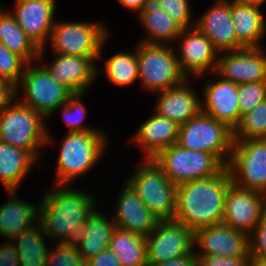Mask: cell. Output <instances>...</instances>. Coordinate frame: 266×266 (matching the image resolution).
<instances>
[{
    "instance_id": "6da1fadb",
    "label": "cell",
    "mask_w": 266,
    "mask_h": 266,
    "mask_svg": "<svg viewBox=\"0 0 266 266\" xmlns=\"http://www.w3.org/2000/svg\"><path fill=\"white\" fill-rule=\"evenodd\" d=\"M231 185V176L226 166L215 176L178 185L173 220L193 232L222 223L224 200Z\"/></svg>"
},
{
    "instance_id": "7a4b0ae2",
    "label": "cell",
    "mask_w": 266,
    "mask_h": 266,
    "mask_svg": "<svg viewBox=\"0 0 266 266\" xmlns=\"http://www.w3.org/2000/svg\"><path fill=\"white\" fill-rule=\"evenodd\" d=\"M69 185H56L44 195L38 221L46 237L58 242H75L88 217L95 211V198ZM53 191V192H52ZM60 240V241H59Z\"/></svg>"
},
{
    "instance_id": "3957f363",
    "label": "cell",
    "mask_w": 266,
    "mask_h": 266,
    "mask_svg": "<svg viewBox=\"0 0 266 266\" xmlns=\"http://www.w3.org/2000/svg\"><path fill=\"white\" fill-rule=\"evenodd\" d=\"M106 146L107 138L101 130L67 132L56 162V185L66 186L78 176L88 172L100 160Z\"/></svg>"
},
{
    "instance_id": "277c9868",
    "label": "cell",
    "mask_w": 266,
    "mask_h": 266,
    "mask_svg": "<svg viewBox=\"0 0 266 266\" xmlns=\"http://www.w3.org/2000/svg\"><path fill=\"white\" fill-rule=\"evenodd\" d=\"M44 119L21 102L11 103L0 113V141L28 151L37 160V149L51 142Z\"/></svg>"
},
{
    "instance_id": "5b68a950",
    "label": "cell",
    "mask_w": 266,
    "mask_h": 266,
    "mask_svg": "<svg viewBox=\"0 0 266 266\" xmlns=\"http://www.w3.org/2000/svg\"><path fill=\"white\" fill-rule=\"evenodd\" d=\"M233 143L234 130L202 111L186 123L179 125L177 140L179 146L211 153L224 166L229 163Z\"/></svg>"
},
{
    "instance_id": "8992f818",
    "label": "cell",
    "mask_w": 266,
    "mask_h": 266,
    "mask_svg": "<svg viewBox=\"0 0 266 266\" xmlns=\"http://www.w3.org/2000/svg\"><path fill=\"white\" fill-rule=\"evenodd\" d=\"M144 161L126 183L159 221L173 220L177 186L170 182L153 159Z\"/></svg>"
},
{
    "instance_id": "52a82bcc",
    "label": "cell",
    "mask_w": 266,
    "mask_h": 266,
    "mask_svg": "<svg viewBox=\"0 0 266 266\" xmlns=\"http://www.w3.org/2000/svg\"><path fill=\"white\" fill-rule=\"evenodd\" d=\"M153 160L176 186L215 176L225 167L213 154L189 150L177 143L160 151Z\"/></svg>"
},
{
    "instance_id": "ba28073f",
    "label": "cell",
    "mask_w": 266,
    "mask_h": 266,
    "mask_svg": "<svg viewBox=\"0 0 266 266\" xmlns=\"http://www.w3.org/2000/svg\"><path fill=\"white\" fill-rule=\"evenodd\" d=\"M168 46L141 42L137 46L138 77L148 91H163L187 78L180 71L177 53Z\"/></svg>"
},
{
    "instance_id": "9c48e42d",
    "label": "cell",
    "mask_w": 266,
    "mask_h": 266,
    "mask_svg": "<svg viewBox=\"0 0 266 266\" xmlns=\"http://www.w3.org/2000/svg\"><path fill=\"white\" fill-rule=\"evenodd\" d=\"M226 167L233 185L266 195V139L234 140Z\"/></svg>"
},
{
    "instance_id": "30bf717a",
    "label": "cell",
    "mask_w": 266,
    "mask_h": 266,
    "mask_svg": "<svg viewBox=\"0 0 266 266\" xmlns=\"http://www.w3.org/2000/svg\"><path fill=\"white\" fill-rule=\"evenodd\" d=\"M101 23L55 21L50 40L56 54L102 57L107 30Z\"/></svg>"
},
{
    "instance_id": "8fae6325",
    "label": "cell",
    "mask_w": 266,
    "mask_h": 266,
    "mask_svg": "<svg viewBox=\"0 0 266 266\" xmlns=\"http://www.w3.org/2000/svg\"><path fill=\"white\" fill-rule=\"evenodd\" d=\"M32 64L31 62L25 65L16 90L22 87L27 97L20 102L46 119L63 107L73 93L55 81L44 66L32 67Z\"/></svg>"
},
{
    "instance_id": "7c38bea8",
    "label": "cell",
    "mask_w": 266,
    "mask_h": 266,
    "mask_svg": "<svg viewBox=\"0 0 266 266\" xmlns=\"http://www.w3.org/2000/svg\"><path fill=\"white\" fill-rule=\"evenodd\" d=\"M145 239L148 264L163 263L194 251V232L175 220L159 221Z\"/></svg>"
},
{
    "instance_id": "4fadbf2b",
    "label": "cell",
    "mask_w": 266,
    "mask_h": 266,
    "mask_svg": "<svg viewBox=\"0 0 266 266\" xmlns=\"http://www.w3.org/2000/svg\"><path fill=\"white\" fill-rule=\"evenodd\" d=\"M266 213V195L231 185L224 200L222 222L248 236Z\"/></svg>"
},
{
    "instance_id": "5bb4252c",
    "label": "cell",
    "mask_w": 266,
    "mask_h": 266,
    "mask_svg": "<svg viewBox=\"0 0 266 266\" xmlns=\"http://www.w3.org/2000/svg\"><path fill=\"white\" fill-rule=\"evenodd\" d=\"M194 246L202 249L196 257H250L249 236L223 222L195 231Z\"/></svg>"
},
{
    "instance_id": "9a60e30c",
    "label": "cell",
    "mask_w": 266,
    "mask_h": 266,
    "mask_svg": "<svg viewBox=\"0 0 266 266\" xmlns=\"http://www.w3.org/2000/svg\"><path fill=\"white\" fill-rule=\"evenodd\" d=\"M178 39L181 41V44H179L181 46L178 48L181 54L176 55L178 65L180 71L187 78L189 75L192 76V74L193 76L200 77L209 69L213 73L215 72L218 63L217 56L220 52L214 47L207 36L201 33L196 27H193L183 29Z\"/></svg>"
},
{
    "instance_id": "2e32d148",
    "label": "cell",
    "mask_w": 266,
    "mask_h": 266,
    "mask_svg": "<svg viewBox=\"0 0 266 266\" xmlns=\"http://www.w3.org/2000/svg\"><path fill=\"white\" fill-rule=\"evenodd\" d=\"M55 3V0H16L14 12H10L22 30L40 49V57L43 56L44 46L56 21L53 18Z\"/></svg>"
},
{
    "instance_id": "e0dca14e",
    "label": "cell",
    "mask_w": 266,
    "mask_h": 266,
    "mask_svg": "<svg viewBox=\"0 0 266 266\" xmlns=\"http://www.w3.org/2000/svg\"><path fill=\"white\" fill-rule=\"evenodd\" d=\"M214 74L236 84L266 81V56L261 48L225 51ZM227 53V54H226Z\"/></svg>"
},
{
    "instance_id": "ac0fdd59",
    "label": "cell",
    "mask_w": 266,
    "mask_h": 266,
    "mask_svg": "<svg viewBox=\"0 0 266 266\" xmlns=\"http://www.w3.org/2000/svg\"><path fill=\"white\" fill-rule=\"evenodd\" d=\"M195 27L207 36L220 52L238 51L245 47L237 40L232 19V0H218L197 19Z\"/></svg>"
},
{
    "instance_id": "d6986e66",
    "label": "cell",
    "mask_w": 266,
    "mask_h": 266,
    "mask_svg": "<svg viewBox=\"0 0 266 266\" xmlns=\"http://www.w3.org/2000/svg\"><path fill=\"white\" fill-rule=\"evenodd\" d=\"M205 86L201 111L234 130L240 123L238 84L220 77Z\"/></svg>"
},
{
    "instance_id": "ffe728a7",
    "label": "cell",
    "mask_w": 266,
    "mask_h": 266,
    "mask_svg": "<svg viewBox=\"0 0 266 266\" xmlns=\"http://www.w3.org/2000/svg\"><path fill=\"white\" fill-rule=\"evenodd\" d=\"M58 55L54 62L45 68L50 76L60 84L68 88L72 93H86L89 85L97 77L95 59L99 57H79L62 54Z\"/></svg>"
},
{
    "instance_id": "44dd1931",
    "label": "cell",
    "mask_w": 266,
    "mask_h": 266,
    "mask_svg": "<svg viewBox=\"0 0 266 266\" xmlns=\"http://www.w3.org/2000/svg\"><path fill=\"white\" fill-rule=\"evenodd\" d=\"M113 222L116 227L147 237L159 220L141 198L125 183L117 201Z\"/></svg>"
},
{
    "instance_id": "7402d4cb",
    "label": "cell",
    "mask_w": 266,
    "mask_h": 266,
    "mask_svg": "<svg viewBox=\"0 0 266 266\" xmlns=\"http://www.w3.org/2000/svg\"><path fill=\"white\" fill-rule=\"evenodd\" d=\"M188 79L177 86L157 92L159 96L155 105L156 113L178 125L186 123L201 112L202 101L188 86Z\"/></svg>"
},
{
    "instance_id": "603a6c76",
    "label": "cell",
    "mask_w": 266,
    "mask_h": 266,
    "mask_svg": "<svg viewBox=\"0 0 266 266\" xmlns=\"http://www.w3.org/2000/svg\"><path fill=\"white\" fill-rule=\"evenodd\" d=\"M179 125L156 112L137 130L132 140L140 144L145 159H153L160 151L177 143Z\"/></svg>"
},
{
    "instance_id": "cb8c5ba5",
    "label": "cell",
    "mask_w": 266,
    "mask_h": 266,
    "mask_svg": "<svg viewBox=\"0 0 266 266\" xmlns=\"http://www.w3.org/2000/svg\"><path fill=\"white\" fill-rule=\"evenodd\" d=\"M115 228L113 220L95 210L83 224L81 233L75 240L81 257L87 262L109 248Z\"/></svg>"
},
{
    "instance_id": "d4e9b609",
    "label": "cell",
    "mask_w": 266,
    "mask_h": 266,
    "mask_svg": "<svg viewBox=\"0 0 266 266\" xmlns=\"http://www.w3.org/2000/svg\"><path fill=\"white\" fill-rule=\"evenodd\" d=\"M259 7L232 0L236 37L245 48H262L259 42L266 33V22Z\"/></svg>"
},
{
    "instance_id": "484cf974",
    "label": "cell",
    "mask_w": 266,
    "mask_h": 266,
    "mask_svg": "<svg viewBox=\"0 0 266 266\" xmlns=\"http://www.w3.org/2000/svg\"><path fill=\"white\" fill-rule=\"evenodd\" d=\"M7 192L11 196V201L3 202L0 207V235L13 239L38 222L39 206L16 199V190Z\"/></svg>"
},
{
    "instance_id": "4316f807",
    "label": "cell",
    "mask_w": 266,
    "mask_h": 266,
    "mask_svg": "<svg viewBox=\"0 0 266 266\" xmlns=\"http://www.w3.org/2000/svg\"><path fill=\"white\" fill-rule=\"evenodd\" d=\"M34 161L28 151L0 141V180L6 191L19 188Z\"/></svg>"
},
{
    "instance_id": "83f0119b",
    "label": "cell",
    "mask_w": 266,
    "mask_h": 266,
    "mask_svg": "<svg viewBox=\"0 0 266 266\" xmlns=\"http://www.w3.org/2000/svg\"><path fill=\"white\" fill-rule=\"evenodd\" d=\"M138 17L149 35V38L141 40V43L164 45L166 44L164 42L170 43L176 40L183 31V28L168 13L151 3L141 11Z\"/></svg>"
},
{
    "instance_id": "f1b7e54d",
    "label": "cell",
    "mask_w": 266,
    "mask_h": 266,
    "mask_svg": "<svg viewBox=\"0 0 266 266\" xmlns=\"http://www.w3.org/2000/svg\"><path fill=\"white\" fill-rule=\"evenodd\" d=\"M0 4V42L27 63L40 59V49L18 25L10 12H4ZM3 11V12H2Z\"/></svg>"
},
{
    "instance_id": "f546056e",
    "label": "cell",
    "mask_w": 266,
    "mask_h": 266,
    "mask_svg": "<svg viewBox=\"0 0 266 266\" xmlns=\"http://www.w3.org/2000/svg\"><path fill=\"white\" fill-rule=\"evenodd\" d=\"M109 249L117 257L121 266H148L144 236L116 227Z\"/></svg>"
},
{
    "instance_id": "4dcf8cb0",
    "label": "cell",
    "mask_w": 266,
    "mask_h": 266,
    "mask_svg": "<svg viewBox=\"0 0 266 266\" xmlns=\"http://www.w3.org/2000/svg\"><path fill=\"white\" fill-rule=\"evenodd\" d=\"M45 232L38 221L25 229L12 240L18 241L15 245L20 266H45L49 249L44 241Z\"/></svg>"
},
{
    "instance_id": "1f68e13d",
    "label": "cell",
    "mask_w": 266,
    "mask_h": 266,
    "mask_svg": "<svg viewBox=\"0 0 266 266\" xmlns=\"http://www.w3.org/2000/svg\"><path fill=\"white\" fill-rule=\"evenodd\" d=\"M107 79L119 87L134 83L138 77L137 48L132 53L119 52L105 61Z\"/></svg>"
},
{
    "instance_id": "d6a6232c",
    "label": "cell",
    "mask_w": 266,
    "mask_h": 266,
    "mask_svg": "<svg viewBox=\"0 0 266 266\" xmlns=\"http://www.w3.org/2000/svg\"><path fill=\"white\" fill-rule=\"evenodd\" d=\"M266 139V98L244 114L234 129V140Z\"/></svg>"
},
{
    "instance_id": "836d02e7",
    "label": "cell",
    "mask_w": 266,
    "mask_h": 266,
    "mask_svg": "<svg viewBox=\"0 0 266 266\" xmlns=\"http://www.w3.org/2000/svg\"><path fill=\"white\" fill-rule=\"evenodd\" d=\"M49 250L45 266H86L75 242H58Z\"/></svg>"
},
{
    "instance_id": "e575fe53",
    "label": "cell",
    "mask_w": 266,
    "mask_h": 266,
    "mask_svg": "<svg viewBox=\"0 0 266 266\" xmlns=\"http://www.w3.org/2000/svg\"><path fill=\"white\" fill-rule=\"evenodd\" d=\"M83 95L84 93H73L63 105L62 114L65 118L64 120L68 124L69 133L97 131L95 128L85 127L82 123L87 113L85 106L80 102V98H82Z\"/></svg>"
},
{
    "instance_id": "d590c367",
    "label": "cell",
    "mask_w": 266,
    "mask_h": 266,
    "mask_svg": "<svg viewBox=\"0 0 266 266\" xmlns=\"http://www.w3.org/2000/svg\"><path fill=\"white\" fill-rule=\"evenodd\" d=\"M240 121L244 114L252 111L266 98V81L238 84Z\"/></svg>"
},
{
    "instance_id": "8d00e7d4",
    "label": "cell",
    "mask_w": 266,
    "mask_h": 266,
    "mask_svg": "<svg viewBox=\"0 0 266 266\" xmlns=\"http://www.w3.org/2000/svg\"><path fill=\"white\" fill-rule=\"evenodd\" d=\"M150 3L168 13L183 29L195 27V23H191L192 9L189 0H150Z\"/></svg>"
},
{
    "instance_id": "74e56055",
    "label": "cell",
    "mask_w": 266,
    "mask_h": 266,
    "mask_svg": "<svg viewBox=\"0 0 266 266\" xmlns=\"http://www.w3.org/2000/svg\"><path fill=\"white\" fill-rule=\"evenodd\" d=\"M28 63L19 55L10 52L0 42V78L9 80L15 85L18 84L20 77L24 73Z\"/></svg>"
},
{
    "instance_id": "f35d334b",
    "label": "cell",
    "mask_w": 266,
    "mask_h": 266,
    "mask_svg": "<svg viewBox=\"0 0 266 266\" xmlns=\"http://www.w3.org/2000/svg\"><path fill=\"white\" fill-rule=\"evenodd\" d=\"M250 258L266 260V213L249 235Z\"/></svg>"
},
{
    "instance_id": "ab89813d",
    "label": "cell",
    "mask_w": 266,
    "mask_h": 266,
    "mask_svg": "<svg viewBox=\"0 0 266 266\" xmlns=\"http://www.w3.org/2000/svg\"><path fill=\"white\" fill-rule=\"evenodd\" d=\"M250 257H223L218 256H204L197 257L198 266H248Z\"/></svg>"
},
{
    "instance_id": "60d3db41",
    "label": "cell",
    "mask_w": 266,
    "mask_h": 266,
    "mask_svg": "<svg viewBox=\"0 0 266 266\" xmlns=\"http://www.w3.org/2000/svg\"><path fill=\"white\" fill-rule=\"evenodd\" d=\"M16 85L9 80L0 78V113L16 98Z\"/></svg>"
},
{
    "instance_id": "b9f144b4",
    "label": "cell",
    "mask_w": 266,
    "mask_h": 266,
    "mask_svg": "<svg viewBox=\"0 0 266 266\" xmlns=\"http://www.w3.org/2000/svg\"><path fill=\"white\" fill-rule=\"evenodd\" d=\"M9 242L0 245V266H20L19 257L16 252L15 244Z\"/></svg>"
},
{
    "instance_id": "7bdbcfd3",
    "label": "cell",
    "mask_w": 266,
    "mask_h": 266,
    "mask_svg": "<svg viewBox=\"0 0 266 266\" xmlns=\"http://www.w3.org/2000/svg\"><path fill=\"white\" fill-rule=\"evenodd\" d=\"M86 266H121L117 257L107 248L86 262Z\"/></svg>"
},
{
    "instance_id": "ee69618b",
    "label": "cell",
    "mask_w": 266,
    "mask_h": 266,
    "mask_svg": "<svg viewBox=\"0 0 266 266\" xmlns=\"http://www.w3.org/2000/svg\"><path fill=\"white\" fill-rule=\"evenodd\" d=\"M148 266H198V259L195 251L176 259L168 260L163 263L148 264Z\"/></svg>"
},
{
    "instance_id": "f6af8a7d",
    "label": "cell",
    "mask_w": 266,
    "mask_h": 266,
    "mask_svg": "<svg viewBox=\"0 0 266 266\" xmlns=\"http://www.w3.org/2000/svg\"><path fill=\"white\" fill-rule=\"evenodd\" d=\"M121 5L129 10H135L138 15L150 3V0H118Z\"/></svg>"
},
{
    "instance_id": "bcb514c9",
    "label": "cell",
    "mask_w": 266,
    "mask_h": 266,
    "mask_svg": "<svg viewBox=\"0 0 266 266\" xmlns=\"http://www.w3.org/2000/svg\"><path fill=\"white\" fill-rule=\"evenodd\" d=\"M248 266H266V260L258 258H249Z\"/></svg>"
},
{
    "instance_id": "7dc6e473",
    "label": "cell",
    "mask_w": 266,
    "mask_h": 266,
    "mask_svg": "<svg viewBox=\"0 0 266 266\" xmlns=\"http://www.w3.org/2000/svg\"><path fill=\"white\" fill-rule=\"evenodd\" d=\"M236 1H239V2L245 3V4L261 6L266 0H236Z\"/></svg>"
}]
</instances>
